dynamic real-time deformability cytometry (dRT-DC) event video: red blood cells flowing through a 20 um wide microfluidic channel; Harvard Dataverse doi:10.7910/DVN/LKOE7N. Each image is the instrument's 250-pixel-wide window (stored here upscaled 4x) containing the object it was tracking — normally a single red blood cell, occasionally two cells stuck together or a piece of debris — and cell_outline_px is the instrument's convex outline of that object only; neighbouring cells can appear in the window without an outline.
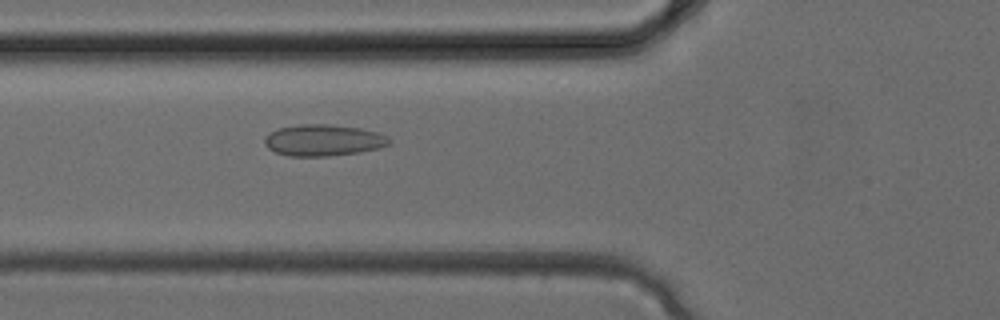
{"species": "common noctule bat (a hibernating species)", "species_latin": "Nyctalus noctula", "temperature_condition": "cold", "stored_images_in_passage": 30, "camera_frame_rate_fps": 3000, "um_per_image_px": 0.085, "animal": {"sex": "female", "body_mass_g": 24.6, "forearm_length_mm": 56.2}, "frame": {"image": 1, "passage_image": 9, "time_ms": 2.667, "image_size_px": [1000, 320], "cell_outline_px": [[392, 144], [380, 148], [360, 152], [328, 156], [288, 156], [276, 152], [268, 148], [264, 144], [264, 136], [280, 128], [300, 124], [328, 124], [360, 128], [376, 132], [388, 136], [392, 140]], "centroid_in_image_um": [27.52, 11.92], "position_along_channel_um": 98.3, "area_um2": 22.95}}
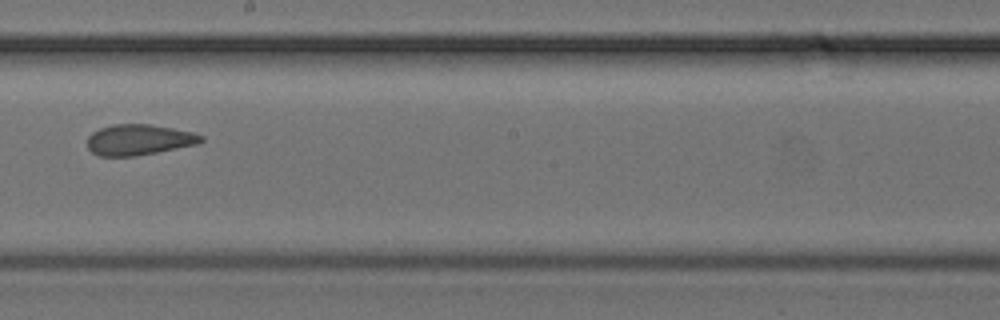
{"frame": {"image": 2, "passage_image": 16, "time_ms": 5.0, "image_size_px": [1000, 320], "cell_outline_px": [[204, 140], [196, 144], [136, 156], [100, 156], [92, 152], [88, 148], [88, 136], [92, 132], [100, 128], [112, 124], [152, 124], [192, 132], [204, 136]], "centroid_in_image_um": [11.79, 11.87], "position_along_channel_um": 236.4, "area_um2": 20.29}}
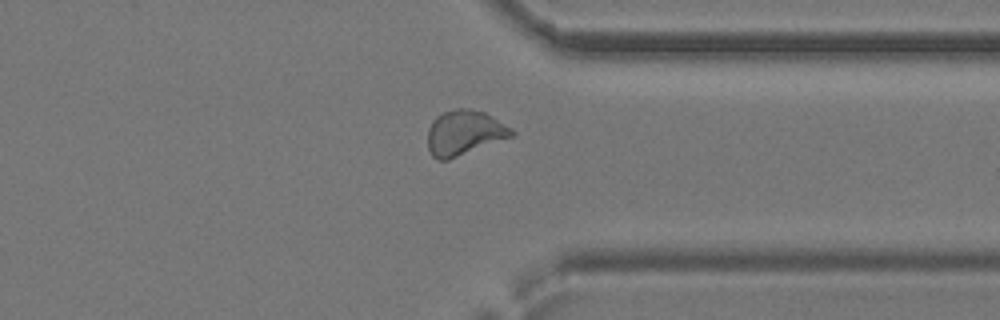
{"frame": {"image": 3, "passage_image": 23, "time_ms": 7.333, "image_size_px": [1000, 320], "cell_outline_px": [[516, 136], [448, 160], [440, 160], [432, 156], [428, 148], [428, 128], [432, 120], [436, 116], [444, 112], [456, 108], [472, 108], [484, 112], [492, 116], [512, 128], [516, 132]], "centroid_in_image_um": [39.5, 11.28], "position_along_channel_um": 371.9, "area_um2": 22.37}}